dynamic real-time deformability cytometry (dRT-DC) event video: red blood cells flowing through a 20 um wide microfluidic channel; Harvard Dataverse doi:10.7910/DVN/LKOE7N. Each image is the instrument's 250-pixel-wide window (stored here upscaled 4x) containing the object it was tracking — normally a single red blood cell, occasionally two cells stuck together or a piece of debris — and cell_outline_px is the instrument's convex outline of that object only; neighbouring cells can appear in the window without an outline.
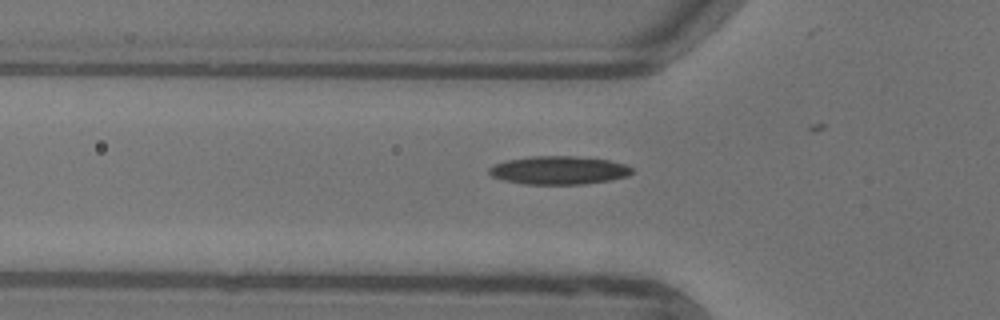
{"species": "common noctule bat (a hibernating species)", "species_latin": "Nyctalus noctula", "temperature_condition": "warm", "stored_images_in_passage": 7, "camera_frame_rate_fps": 3000, "um_per_image_px": 0.085, "animal": {"sex": "female"}, "frame": {"image": 1, "passage_image": 2, "time_ms": 0.333, "image_size_px": [1000, 320], "cell_outline_px": [[632, 172], [628, 176], [608, 180], [584, 184], [524, 184], [504, 180], [492, 176], [488, 172], [488, 168], [496, 164], [508, 160], [532, 156], [576, 156], [608, 160], [628, 164], [632, 168]], "centroid_in_image_um": [47.52, 14.47], "position_along_channel_um": 78.3, "area_um2": 23.47}}
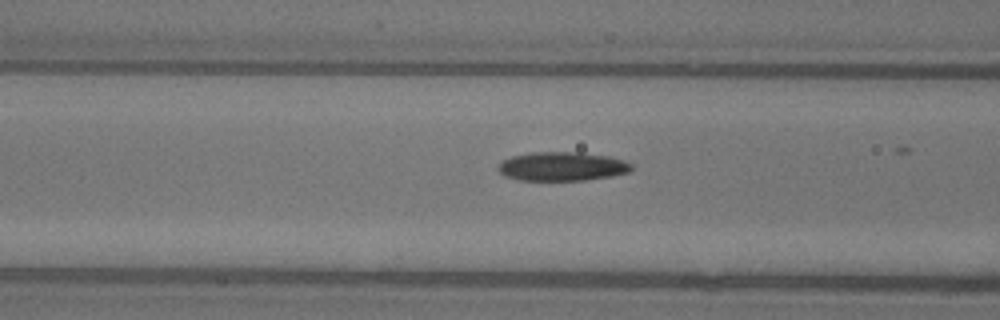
{"frame": {"image": 2, "passage_image": 5, "time_ms": 1.333, "image_size_px": [1000, 320], "cell_outline_px": [[632, 172], [612, 176], [584, 180], [520, 180], [504, 176], [496, 168], [504, 160], [512, 156], [528, 152], [580, 152], [608, 156], [624, 160], [632, 164]], "centroid_in_image_um": [47.8, 14.14], "position_along_channel_um": 118.8, "area_um2": 22.6}}